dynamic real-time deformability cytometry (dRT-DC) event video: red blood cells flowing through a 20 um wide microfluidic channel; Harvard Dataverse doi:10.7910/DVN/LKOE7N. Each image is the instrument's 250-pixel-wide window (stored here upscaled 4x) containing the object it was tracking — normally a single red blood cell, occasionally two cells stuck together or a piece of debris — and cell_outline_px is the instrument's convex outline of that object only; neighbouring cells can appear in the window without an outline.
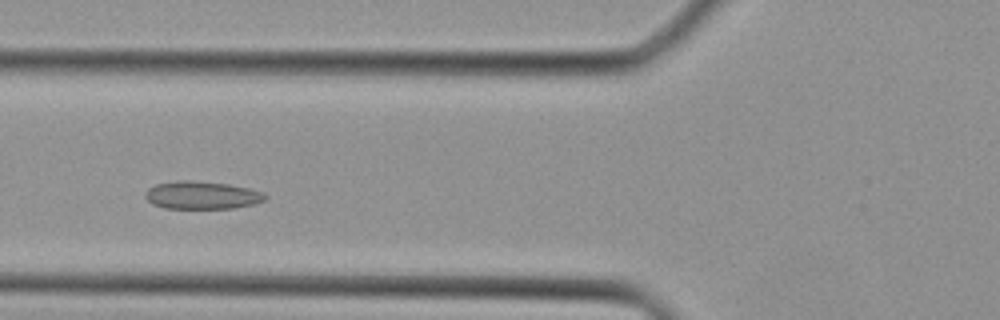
{"species": "Egyptian fruit bat (a non-hibernating species)", "species_latin": "Rousettus aegyptiacus", "temperature_condition": "cold", "stored_images_in_passage": 34, "camera_frame_rate_fps": 3000, "um_per_image_px": 0.085, "animal": {"sex": "female"}, "frame": {"image": 1, "passage_image": 9, "time_ms": 2.667, "image_size_px": [1000, 320], "cell_outline_px": [[268, 196], [264, 200], [256, 204], [236, 208], [164, 208], [152, 204], [144, 196], [148, 188], [156, 184], [180, 180], [184, 180], [228, 184], [248, 188], [260, 192]], "centroid_in_image_um": [17.15, 16.6], "position_along_channel_um": 108.6, "area_um2": 19.31}}
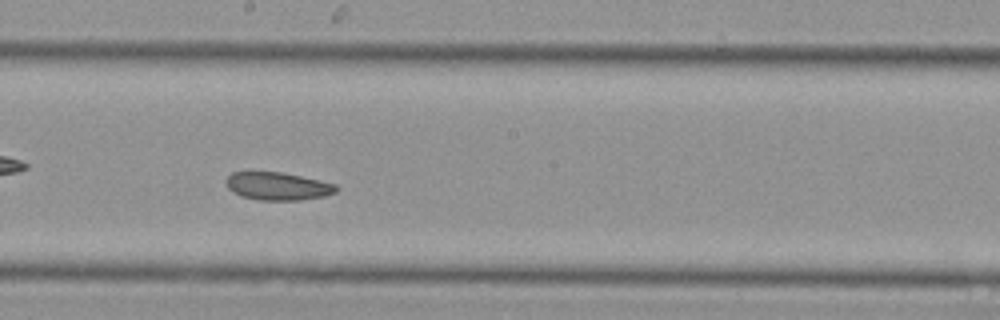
{"frame": {"image": 2, "passage_image": 16, "time_ms": 5.0, "image_size_px": [1000, 320], "cell_outline_px": [[340, 188], [336, 192], [324, 196], [300, 200], [256, 200], [240, 196], [232, 192], [228, 188], [228, 176], [232, 172], [280, 172], [320, 180], [336, 184]], "centroid_in_image_um": [23.64, 15.83], "position_along_channel_um": 224.6, "area_um2": 17.86}}
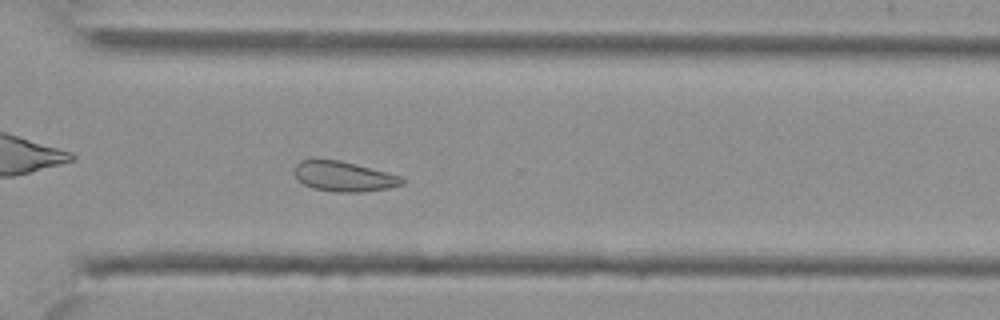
{"frame": {"image": 3, "passage_image": 23, "time_ms": 7.333, "image_size_px": [1000, 320], "cell_outline_px": [[404, 184], [388, 188], [360, 192], [332, 192], [312, 188], [304, 184], [296, 176], [296, 164], [300, 160], [340, 160], [400, 176], [404, 180]], "centroid_in_image_um": [29.23, 15.01], "position_along_channel_um": 341.4, "area_um2": 18.5}}